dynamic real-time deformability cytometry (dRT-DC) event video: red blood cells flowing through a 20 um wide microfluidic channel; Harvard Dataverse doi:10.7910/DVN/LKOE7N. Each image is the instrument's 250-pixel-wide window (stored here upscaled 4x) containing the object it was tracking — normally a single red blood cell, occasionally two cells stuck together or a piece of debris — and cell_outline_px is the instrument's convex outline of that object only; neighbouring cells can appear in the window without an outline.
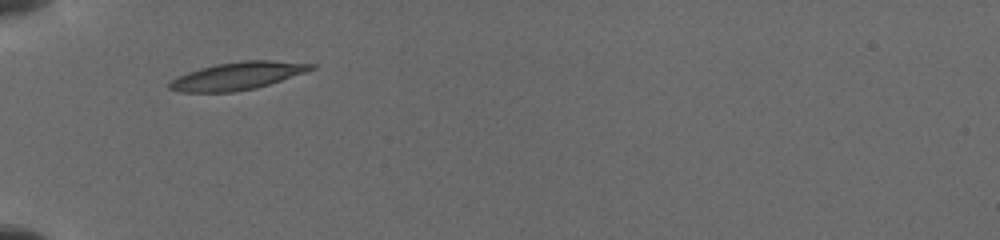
{"species": "common noctule bat (a hibernating species)", "species_latin": "Nyctalus noctula", "temperature_condition": "cold", "stored_images_in_passage": 10, "camera_frame_rate_fps": 3000, "um_per_image_px": 0.085, "animal": {"sex": "female", "body_mass_g": 19.5, "forearm_length_mm": 54.1}, "frame": {"image": 1, "passage_image": 1, "time_ms": 0.0, "image_size_px": [1000, 240], "cell_outline_px": [[316, 68], [256, 88], [232, 92], [180, 92], [168, 88], [168, 84], [172, 80], [188, 72], [200, 68], [216, 64], [244, 60], [272, 60], [316, 64]], "centroid_in_image_um": [20.18, 6.45], "position_along_channel_um": 64.8, "area_um2": 22.54}}
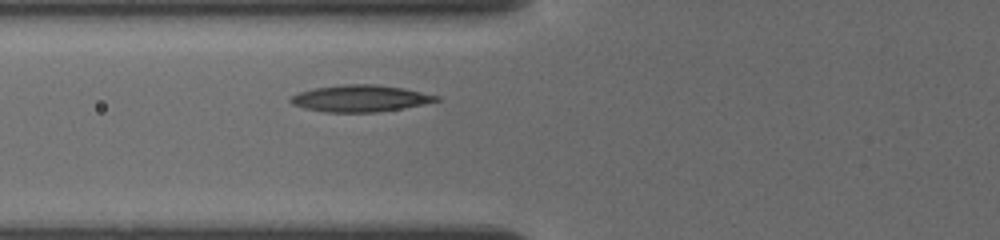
{"frame": {"image": 2, "passage_image": 6, "time_ms": 1.0, "image_size_px": [1000, 240], "cell_outline_px": [[440, 100], [424, 104], [404, 108], [376, 112], [324, 112], [304, 108], [292, 104], [288, 100], [292, 96], [300, 92], [316, 88], [344, 84], [376, 84], [404, 88], [440, 96]], "centroid_in_image_um": [30.64, 8.36], "position_along_channel_um": 95.2, "area_um2": 22.66}}